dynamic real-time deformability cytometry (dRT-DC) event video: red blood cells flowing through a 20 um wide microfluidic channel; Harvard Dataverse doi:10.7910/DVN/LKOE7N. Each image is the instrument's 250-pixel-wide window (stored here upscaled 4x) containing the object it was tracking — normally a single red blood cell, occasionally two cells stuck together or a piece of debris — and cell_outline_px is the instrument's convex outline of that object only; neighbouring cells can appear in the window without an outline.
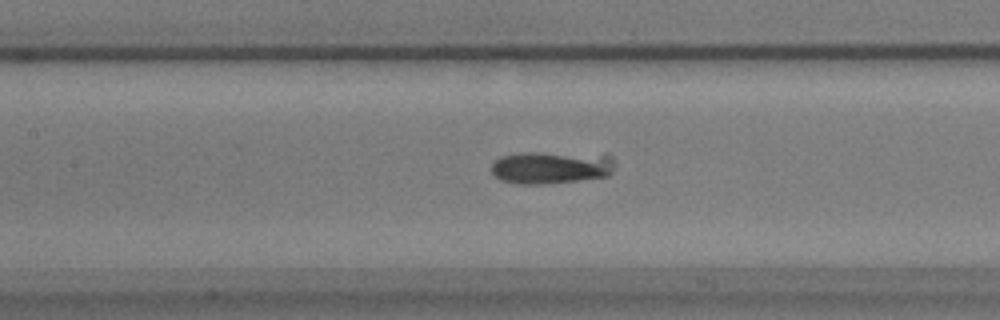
{"species": "common noctule bat (a hibernating species)", "species_latin": "Nyctalus noctula", "temperature_condition": "warm", "stored_images_in_passage": 45, "segment_of_instrument_passage": [1, 2], "camera_frame_rate_fps": 3000, "um_per_image_px": 0.085, "animal": {"sex": "male", "body_mass_g": 17.9}, "frame": {"image": 1, "passage_image": 12, "time_ms": 3.667, "image_size_px": [1000, 320], "cell_outline_px": [[616, 164], [612, 172], [608, 176], [544, 184], [520, 184], [500, 180], [492, 172], [492, 164], [500, 156], [520, 152], [608, 152], [616, 160]], "centroid_in_image_um": [46.96, 14.18], "position_along_channel_um": 160.4, "area_um2": 24.33}}
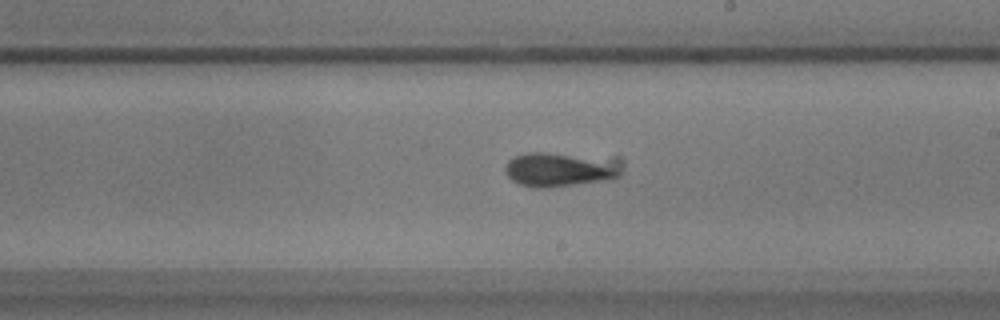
{"frame": {"image": 2, "passage_image": 19, "time_ms": 6.0, "image_size_px": [1000, 320], "cell_outline_px": [[624, 172], [620, 176], [612, 180], [544, 188], [536, 188], [520, 184], [512, 180], [504, 172], [504, 168], [508, 160], [516, 156], [528, 152], [544, 152], [620, 156], [624, 160]], "centroid_in_image_um": [47.82, 14.36], "position_along_channel_um": 241.2, "area_um2": 24.85}}
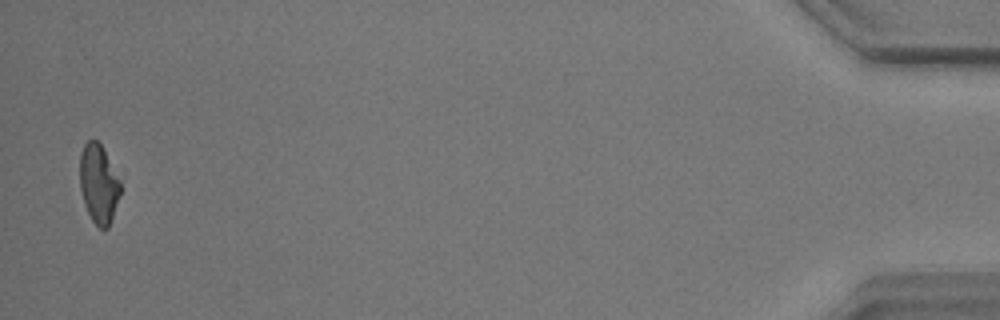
{"frame": {"image": 3, "passage_image": 43, "time_ms": 14.0, "image_size_px": [1000, 320], "cell_outline_px": [[120, 196], [108, 228], [100, 228], [92, 220], [84, 204], [80, 188], [80, 152], [84, 144], [88, 140], [96, 140], [100, 144], [120, 180]], "centroid_in_image_um": [8.37, 15.63], "position_along_channel_um": 426.8, "area_um2": 18.44}}